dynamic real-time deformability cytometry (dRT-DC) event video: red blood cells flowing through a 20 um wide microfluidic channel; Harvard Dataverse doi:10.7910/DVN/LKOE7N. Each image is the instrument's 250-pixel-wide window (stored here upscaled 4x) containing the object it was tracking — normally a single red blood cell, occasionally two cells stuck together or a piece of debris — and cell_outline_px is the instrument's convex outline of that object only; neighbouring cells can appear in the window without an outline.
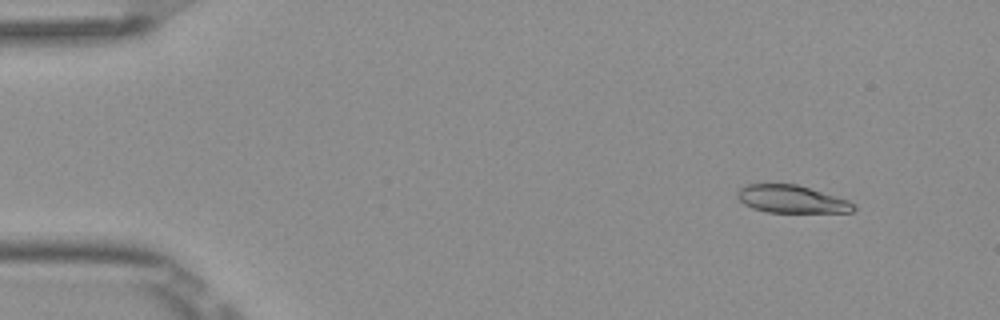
{"species": "Egyptian fruit bat (a non-hibernating species)", "species_latin": "Rousettus aegyptiacus", "temperature_condition": "room temperature", "stored_images_in_passage": 4, "camera_frame_rate_fps": 3000, "um_per_image_px": 0.085, "frame": {"image": 1, "passage_image": 2, "time_ms": 0.333, "image_size_px": [1000, 320], "cell_outline_px": [[856, 208], [852, 212], [768, 212], [752, 208], [744, 204], [736, 196], [736, 192], [744, 184], [796, 184], [848, 200], [856, 204]], "centroid_in_image_um": [67.26, 16.93], "position_along_channel_um": 17.7, "area_um2": 18.67}}
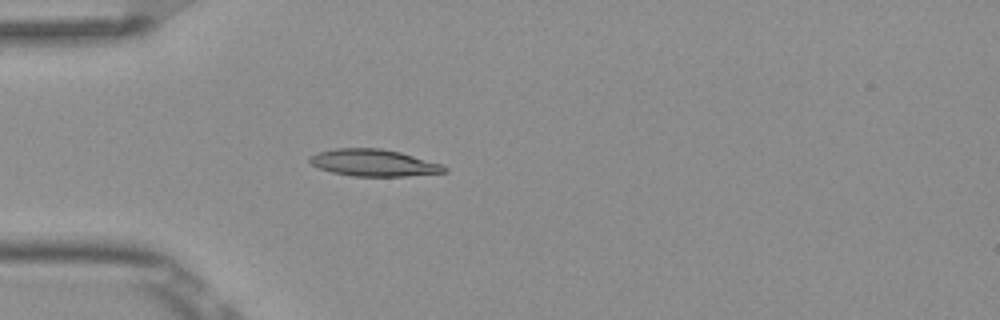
{"frame": {"image": 2, "passage_image": 4, "time_ms": 1.0, "image_size_px": [1000, 320], "cell_outline_px": [[448, 172], [404, 176], [352, 176], [332, 172], [320, 168], [312, 164], [308, 160], [308, 156], [316, 152], [336, 148], [380, 148], [400, 152], [444, 164], [448, 168]], "centroid_in_image_um": [31.78, 13.83], "position_along_channel_um": 53.2, "area_um2": 21.27}}